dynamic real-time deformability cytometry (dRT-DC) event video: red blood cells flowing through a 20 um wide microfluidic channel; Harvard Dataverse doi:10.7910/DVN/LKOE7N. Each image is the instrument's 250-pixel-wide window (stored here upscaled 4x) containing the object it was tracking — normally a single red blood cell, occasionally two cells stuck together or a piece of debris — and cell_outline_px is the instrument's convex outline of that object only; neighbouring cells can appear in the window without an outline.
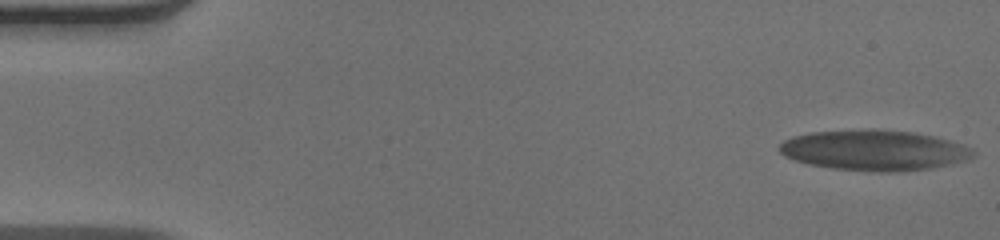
{"species": "human", "species_latin": "Homo sapiens", "temperature_condition": "warm", "stored_images_in_passage": 52, "camera_frame_rate_fps": 3000, "um_per_image_px": 0.085, "donor": {"sex": "male"}, "frame": {"image": 1, "passage_image": 1, "time_ms": 0.0, "image_size_px": [1000, 240], "cell_outline_px": [[976, 152], [972, 156], [964, 160], [932, 168], [900, 172], [872, 172], [832, 168], [808, 164], [784, 156], [780, 152], [780, 144], [784, 140], [792, 136], [812, 132], [868, 128], [872, 128], [912, 132], [932, 136], [964, 144], [972, 148]], "centroid_in_image_um": [74.29, 12.77], "position_along_channel_um": 10.7, "area_um2": 45.89}}
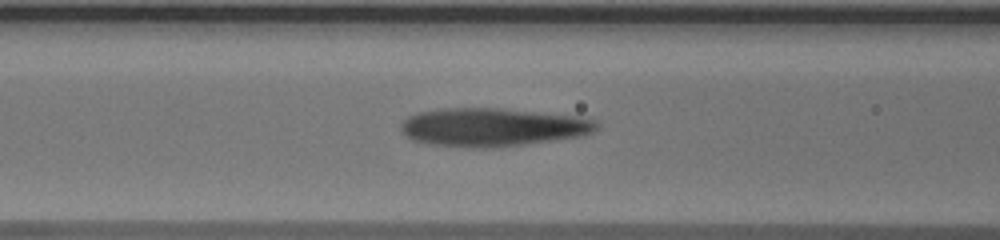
{"frame": {"image": 2, "passage_image": 21, "time_ms": 6.667, "image_size_px": [1000, 240], "cell_outline_px": [[600, 128], [592, 132], [580, 136], [496, 148], [476, 148], [428, 144], [412, 140], [404, 136], [400, 128], [400, 124], [408, 116], [420, 112], [444, 108], [500, 108], [576, 116], [596, 120], [600, 124]], "centroid_in_image_um": [41.84, 10.81], "position_along_channel_um": 124.8, "area_um2": 43.87}}
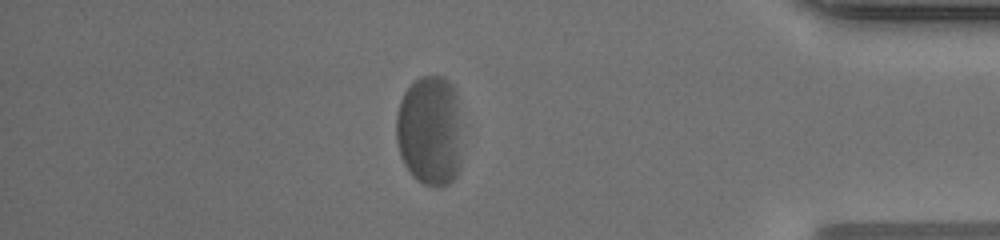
{"frame": {"image": 3, "passage_image": 45, "time_ms": 14.667, "image_size_px": [1000, 240], "cell_outline_px": [[460, 164], [456, 176], [448, 184], [440, 188], [424, 184], [416, 180], [412, 176], [404, 164], [400, 156], [396, 140], [396, 116], [400, 100], [404, 92], [420, 76], [440, 76], [448, 80], [452, 84], [456, 92], [460, 160]], "centroid_in_image_um": [36.49, 11.14], "position_along_channel_um": 398.7, "area_um2": 42.31}, "authors_computed_cell_mechanics": {"area_um2": 43.9569, "velocity_mm_per_s": 3.8349, "shape_relaxation_time_tau1_ms": 4.6473, "shape_relaxation_time_tau2_ms": 0.9844, "deformation_change_tau1": 0.1835, "deformation_change_tau2": 0.0814}}